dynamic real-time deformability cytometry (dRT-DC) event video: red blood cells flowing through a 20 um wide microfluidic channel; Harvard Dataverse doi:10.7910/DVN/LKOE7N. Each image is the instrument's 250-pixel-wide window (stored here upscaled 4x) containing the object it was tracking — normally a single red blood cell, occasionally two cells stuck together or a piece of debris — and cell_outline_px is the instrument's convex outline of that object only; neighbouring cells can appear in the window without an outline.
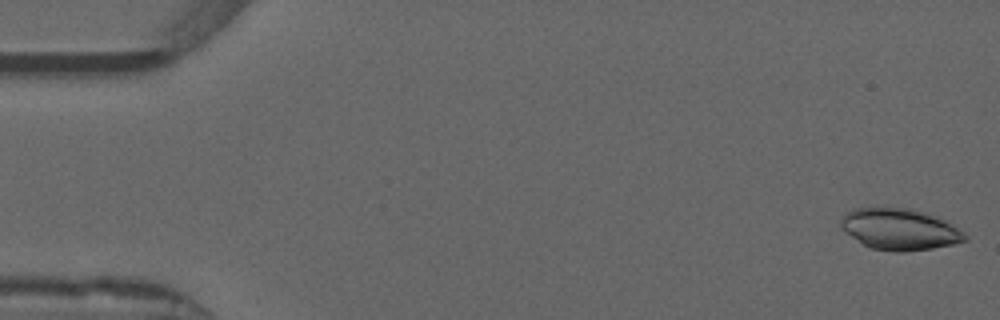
{"species": "common noctule bat (a hibernating species)", "species_latin": "Nyctalus noctula", "temperature_condition": "warm", "stored_images_in_passage": 52, "camera_frame_rate_fps": 3000, "um_per_image_px": 0.085, "animal": {"sex": "male", "forearm_length_mm": 52.5}, "frame": {"image": 1, "passage_image": 1, "time_ms": 0.0, "image_size_px": [1000, 320], "cell_outline_px": [[968, 240], [952, 244], [932, 248], [904, 252], [896, 252], [872, 248], [864, 244], [844, 232], [840, 228], [840, 220], [852, 208], [884, 204], [908, 208], [940, 216], [964, 232], [968, 236]], "centroid_in_image_um": [76.46, 19.43], "position_along_channel_um": 8.5, "area_um2": 30.75}}
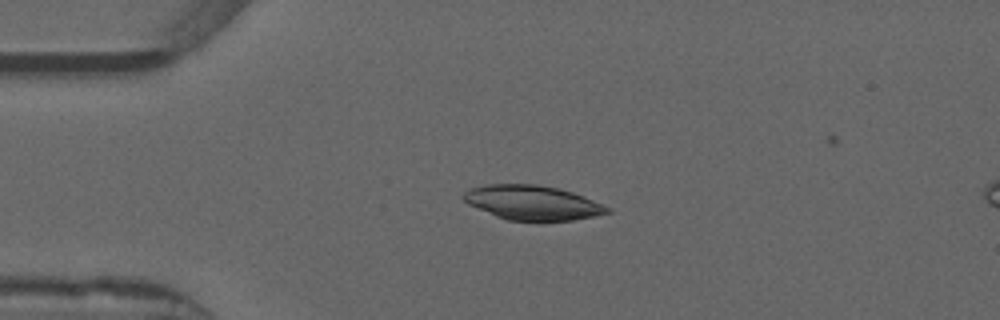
{"frame": {"image": 2, "passage_image": 12, "time_ms": 3.667, "image_size_px": [1000, 320], "cell_outline_px": [[612, 212], [596, 216], [572, 220], [508, 220], [496, 216], [468, 204], [460, 196], [468, 188], [484, 184], [536, 184], [560, 188], [584, 196], [612, 208]], "centroid_in_image_um": [45.26, 17.21], "position_along_channel_um": 39.7, "area_um2": 29.07}}
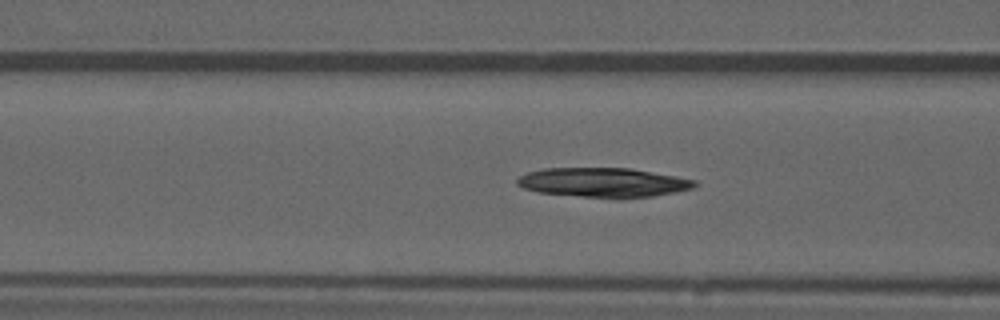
{"frame": {"image": 3, "passage_image": 20, "time_ms": 6.333, "image_size_px": [1000, 320], "cell_outline_px": [[700, 184], [692, 188], [676, 192], [652, 196], [580, 196], [540, 192], [524, 188], [516, 184], [516, 180], [520, 176], [528, 172], [544, 168], [632, 168], [676, 176], [696, 180]], "centroid_in_image_um": [51.3, 15.48], "position_along_channel_um": 115.3, "area_um2": 29.77}, "authors_computed_cell_mechanics": {"area_um2": 29.8537, "velocity_mm_per_s": 3.9028, "shape_relaxation_time_tau1_ms": 10.2131, "shape_relaxation_time_tau2_ms": null, "deformation_change_tau1": 0.1541, "deformation_change_tau2": null}}